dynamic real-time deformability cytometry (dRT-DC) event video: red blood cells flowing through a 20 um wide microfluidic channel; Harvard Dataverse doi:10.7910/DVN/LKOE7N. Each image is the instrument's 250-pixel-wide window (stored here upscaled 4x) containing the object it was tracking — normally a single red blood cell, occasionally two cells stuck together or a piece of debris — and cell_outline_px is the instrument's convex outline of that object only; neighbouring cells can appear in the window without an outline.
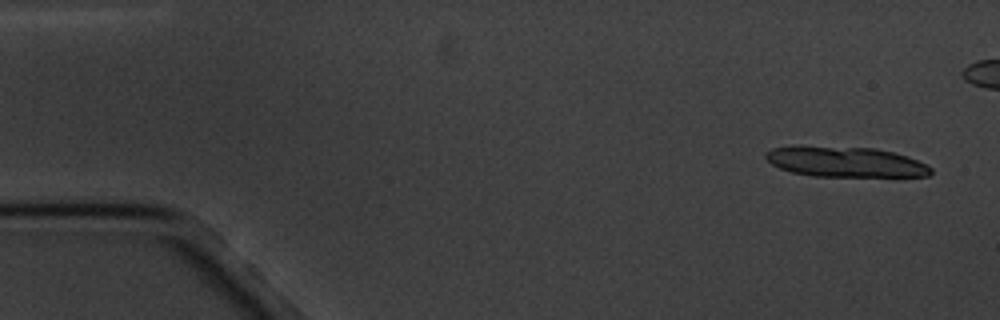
{"species": "common noctule bat (a hibernating species)", "species_latin": "Nyctalus noctula", "temperature_condition": "cold", "stored_images_in_passage": 5, "camera_frame_rate_fps": 3000, "um_per_image_px": 0.085, "animal": {"sex": "male", "body_mass_g": 20.1, "forearm_length_mm": 53.5}, "frame": {"image": 1, "passage_image": 1, "time_ms": 0.0, "image_size_px": [1000, 320], "cell_outline_px": [[932, 172], [928, 176], [900, 180], [812, 176], [792, 172], [780, 168], [772, 164], [764, 156], [764, 152], [772, 148], [792, 144], [800, 144], [876, 148], [892, 152], [916, 160], [932, 168]], "centroid_in_image_um": [71.9, 13.79], "position_along_channel_um": 13.1, "area_um2": 31.33}}